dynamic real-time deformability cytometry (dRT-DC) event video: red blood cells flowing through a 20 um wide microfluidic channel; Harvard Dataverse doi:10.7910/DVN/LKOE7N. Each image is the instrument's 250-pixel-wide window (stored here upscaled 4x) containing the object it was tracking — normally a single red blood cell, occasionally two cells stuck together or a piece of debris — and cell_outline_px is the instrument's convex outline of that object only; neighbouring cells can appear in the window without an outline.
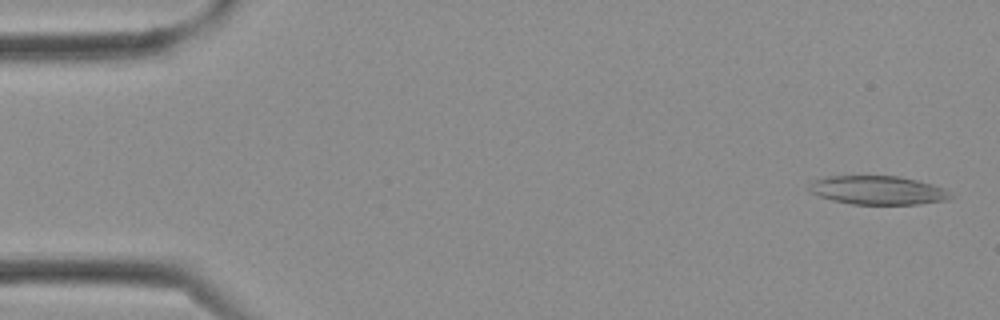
{"species": "Egyptian fruit bat (a non-hibernating species)", "species_latin": "Rousettus aegyptiacus", "temperature_condition": "cold", "stored_images_in_passage": 18, "camera_frame_rate_fps": 3000, "um_per_image_px": 0.085, "frame": {"image": 1, "passage_image": 1, "time_ms": 0.0, "image_size_px": [1000, 320], "cell_outline_px": [[956, 196], [948, 200], [916, 204], [852, 204], [832, 200], [820, 196], [812, 192], [808, 188], [808, 184], [812, 180], [828, 176], [900, 176], [932, 184], [944, 188], [952, 192]], "centroid_in_image_um": [74.65, 16.17], "position_along_channel_um": 10.3, "area_um2": 23.81}}
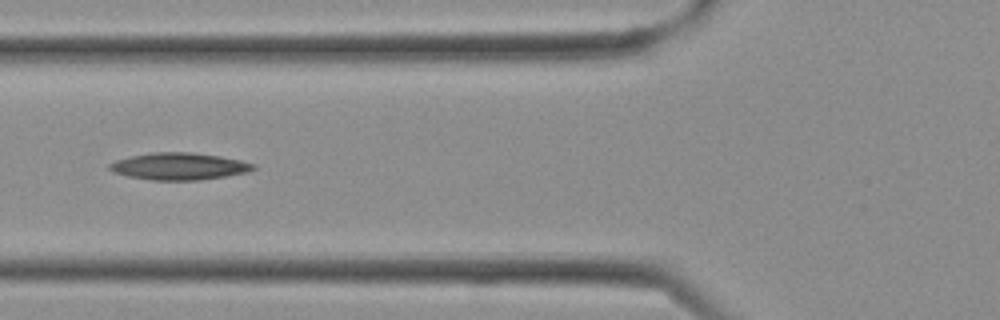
{"frame": {"image": 2, "passage_image": 11, "time_ms": 3.333, "image_size_px": [1000, 320], "cell_outline_px": [[256, 168], [248, 172], [200, 180], [152, 180], [128, 176], [112, 172], [108, 168], [108, 164], [116, 160], [132, 156], [152, 152], [192, 152], [220, 156], [240, 160], [256, 164]], "centroid_in_image_um": [15.22, 14.13], "position_along_channel_um": 110.6, "area_um2": 22.66}}
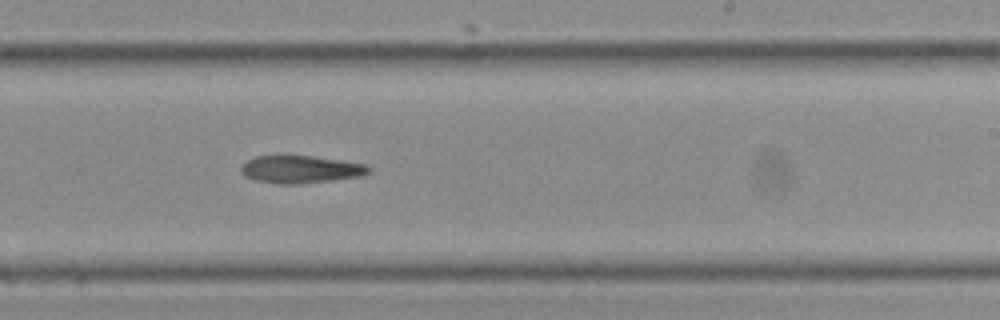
{"frame": {"image": 3, "passage_image": 18, "time_ms": 5.667, "image_size_px": [1000, 320], "cell_outline_px": [[372, 172], [360, 176], [332, 180], [300, 184], [276, 184], [256, 180], [244, 176], [240, 172], [240, 164], [256, 156], [280, 152], [312, 156], [368, 164], [372, 168]], "centroid_in_image_um": [25.5, 14.35], "position_along_channel_um": 263.5, "area_um2": 21.5}}